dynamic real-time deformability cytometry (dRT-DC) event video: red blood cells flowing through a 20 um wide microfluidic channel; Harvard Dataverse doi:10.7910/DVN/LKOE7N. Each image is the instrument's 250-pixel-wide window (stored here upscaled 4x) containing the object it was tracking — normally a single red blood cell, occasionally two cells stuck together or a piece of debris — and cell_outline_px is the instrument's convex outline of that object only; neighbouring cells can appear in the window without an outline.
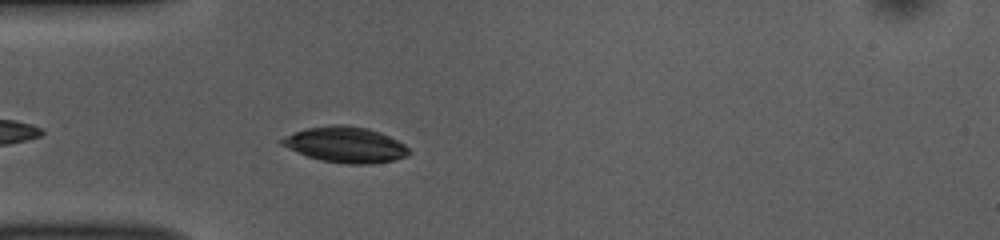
{"species": "common noctule bat (a hibernating species)", "species_latin": "Nyctalus noctula", "temperature_condition": "room temperature", "stored_images_in_passage": 20, "camera_frame_rate_fps": 3000, "um_per_image_px": 0.085, "animal": {"sex": "female", "body_mass_g": 10.0, "forearm_length_mm": 53.1}, "frame": {"image": 1, "passage_image": 4, "time_ms": 1.0, "image_size_px": [1000, 240], "cell_outline_px": [[412, 152], [408, 156], [392, 160], [372, 164], [348, 164], [320, 160], [308, 156], [288, 148], [280, 144], [276, 140], [304, 128], [332, 124], [344, 124], [368, 128], [380, 132], [404, 144]], "centroid_in_image_um": [29.35, 12.29], "position_along_channel_um": 55.7, "area_um2": 26.59}}
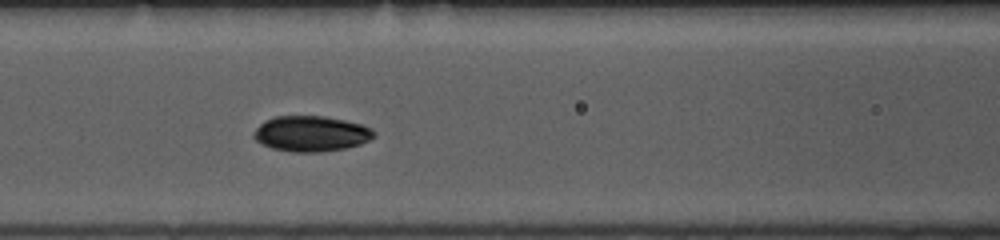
{"frame": {"image": 2, "passage_image": 11, "time_ms": 3.333, "image_size_px": [1000, 240], "cell_outline_px": [[376, 136], [360, 144], [344, 148], [320, 152], [292, 152], [272, 148], [256, 140], [252, 136], [252, 132], [264, 120], [276, 116], [324, 116], [344, 120], [360, 124], [372, 128], [376, 132]], "centroid_in_image_um": [26.44, 11.36], "position_along_channel_um": 140.2, "area_um2": 24.91}}
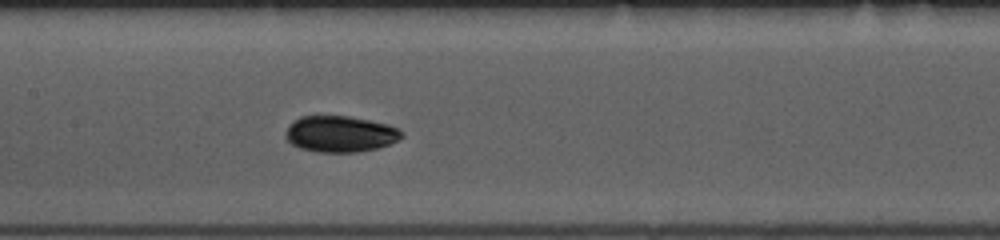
{"frame": {"image": 3, "passage_image": 14, "time_ms": 4.333, "image_size_px": [1000, 240], "cell_outline_px": [[404, 136], [388, 144], [376, 148], [356, 152], [316, 152], [300, 148], [292, 144], [284, 136], [284, 132], [300, 116], [348, 116], [388, 124], [400, 128], [404, 132]], "centroid_in_image_um": [28.93, 11.39], "position_along_channel_um": 178.5, "area_um2": 24.39}}